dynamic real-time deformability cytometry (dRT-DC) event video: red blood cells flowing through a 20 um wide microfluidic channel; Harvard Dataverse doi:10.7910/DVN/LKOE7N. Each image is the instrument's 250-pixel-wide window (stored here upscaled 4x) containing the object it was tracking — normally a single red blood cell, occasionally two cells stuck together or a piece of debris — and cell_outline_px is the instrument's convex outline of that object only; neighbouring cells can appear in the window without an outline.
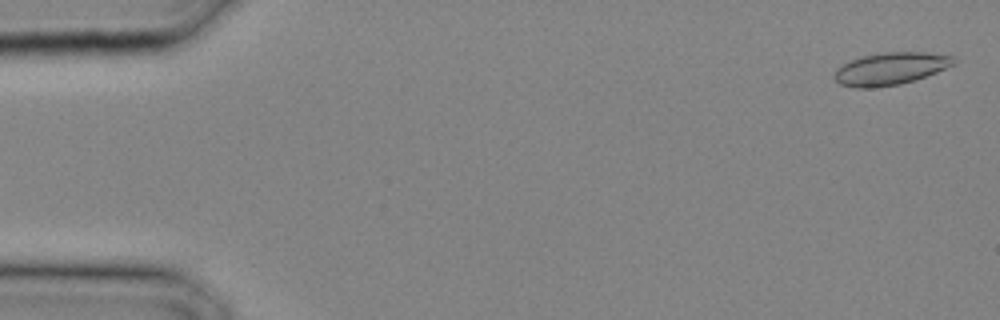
{"species": "common noctule bat (a hibernating species)", "species_latin": "Nyctalus noctula", "temperature_condition": "cold", "stored_images_in_passage": 15, "camera_frame_rate_fps": 3000, "um_per_image_px": 0.085, "animal": {"sex": "male", "body_mass_g": 20.4}, "frame": {"image": 1, "passage_image": 1, "time_ms": 0.0, "image_size_px": [1000, 320], "cell_outline_px": [[956, 64], [936, 72], [900, 84], [872, 88], [856, 88], [840, 84], [832, 76], [836, 68], [840, 64], [860, 56], [880, 52], [924, 52], [952, 56], [956, 60]], "centroid_in_image_um": [75.63, 5.83], "position_along_channel_um": 9.4, "area_um2": 22.66}}
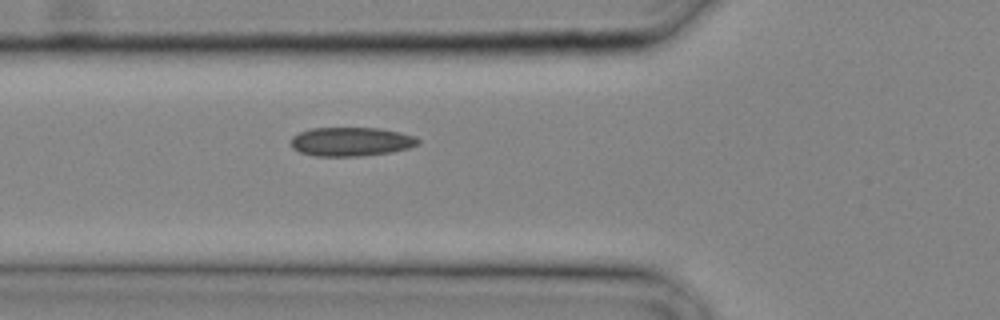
{"frame": {"image": 2, "passage_image": 11, "time_ms": 3.333, "image_size_px": [1000, 320], "cell_outline_px": [[420, 144], [408, 148], [392, 152], [360, 156], [316, 156], [300, 152], [292, 148], [292, 136], [300, 132], [312, 128], [380, 128], [400, 132], [416, 136], [420, 140]], "centroid_in_image_um": [29.88, 12.04], "position_along_channel_um": 95.9, "area_um2": 21.5}}
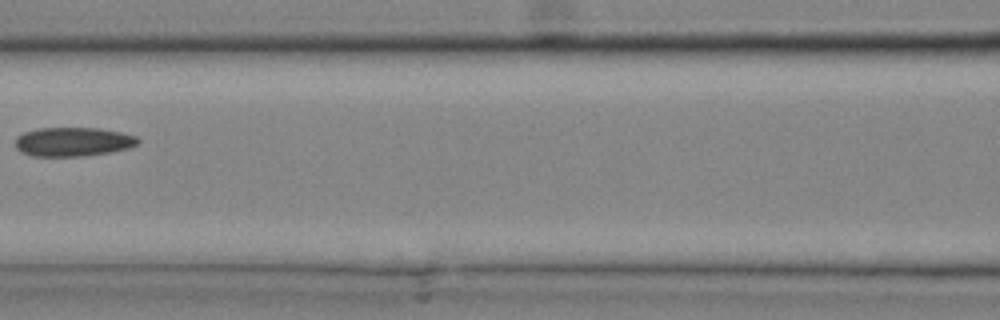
{"frame": {"image": 3, "passage_image": 14, "time_ms": 4.333, "image_size_px": [1000, 320], "cell_outline_px": [[140, 140], [136, 144], [128, 148], [108, 152], [80, 156], [32, 156], [20, 152], [16, 148], [16, 136], [24, 132], [40, 128], [100, 128], [120, 132], [136, 136]], "centroid_in_image_um": [6.17, 12.04], "position_along_channel_um": 160.4, "area_um2": 20.63}}